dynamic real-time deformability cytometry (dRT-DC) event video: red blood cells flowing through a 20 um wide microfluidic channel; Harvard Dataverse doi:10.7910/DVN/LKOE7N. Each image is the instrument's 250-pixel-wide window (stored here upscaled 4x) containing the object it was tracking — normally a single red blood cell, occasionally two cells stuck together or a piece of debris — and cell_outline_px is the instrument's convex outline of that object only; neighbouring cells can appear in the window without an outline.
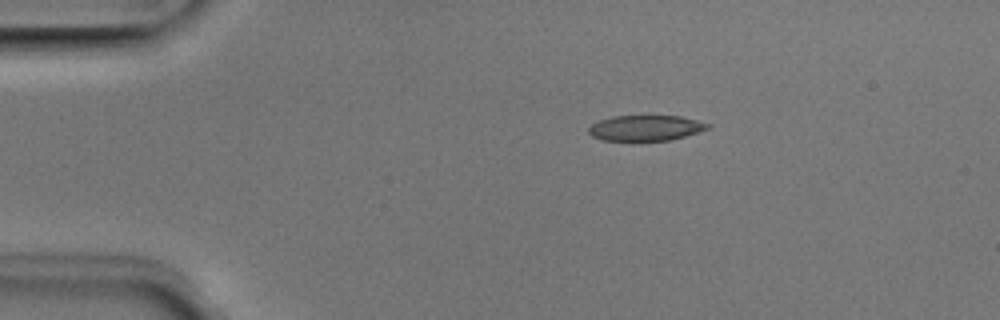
{"species": "Egyptian fruit bat (a non-hibernating species)", "species_latin": "Rousettus aegyptiacus", "temperature_condition": "room temperature", "stored_images_in_passage": 4, "camera_frame_rate_fps": 3000, "um_per_image_px": 0.085, "animal": {"sex": "male"}, "frame": {"image": 1, "passage_image": 2, "time_ms": 0.333, "image_size_px": [1000, 320], "cell_outline_px": [[712, 128], [684, 136], [668, 140], [600, 140], [592, 136], [588, 132], [588, 128], [592, 124], [600, 120], [612, 116], [680, 116], [712, 124]], "centroid_in_image_um": [54.89, 10.87], "position_along_channel_um": 30.1, "area_um2": 17.63}}
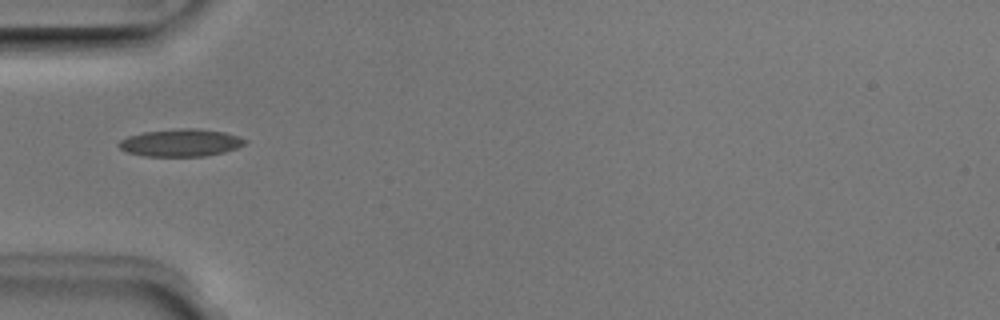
{"frame": {"image": 2, "passage_image": 4, "time_ms": 1.0, "image_size_px": [1000, 320], "cell_outline_px": [[248, 140], [244, 144], [236, 148], [224, 152], [204, 156], [144, 156], [128, 152], [120, 148], [116, 144], [120, 140], [128, 136], [144, 132], [180, 128], [196, 128], [224, 132]], "centroid_in_image_um": [15.34, 12.13], "position_along_channel_um": 69.7, "area_um2": 20.06}}